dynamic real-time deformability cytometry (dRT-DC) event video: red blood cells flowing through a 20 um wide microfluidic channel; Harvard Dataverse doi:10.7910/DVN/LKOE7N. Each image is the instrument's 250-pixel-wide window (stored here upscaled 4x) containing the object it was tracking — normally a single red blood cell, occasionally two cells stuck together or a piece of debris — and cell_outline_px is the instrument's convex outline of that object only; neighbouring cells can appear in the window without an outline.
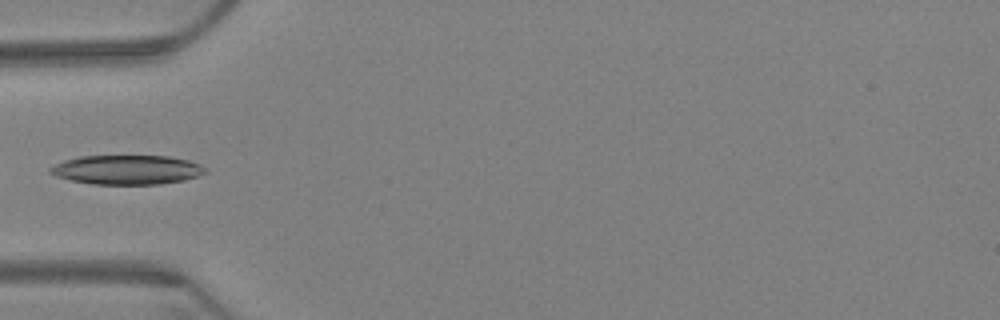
{"species": "Egyptian fruit bat (a non-hibernating species)", "species_latin": "Rousettus aegyptiacus", "temperature_condition": "warm", "stored_images_in_passage": 15, "camera_frame_rate_fps": 3000, "um_per_image_px": 0.085, "animal": {"sex": "female"}, "frame": {"image": 1, "passage_image": 5, "time_ms": 1.333, "image_size_px": [1000, 320], "cell_outline_px": [[208, 172], [184, 180], [160, 184], [92, 184], [72, 180], [56, 176], [48, 172], [48, 168], [64, 160], [80, 156], [168, 156], [188, 160], [200, 164], [208, 168]], "centroid_in_image_um": [10.81, 14.42], "position_along_channel_um": 74.2, "area_um2": 26.53}}
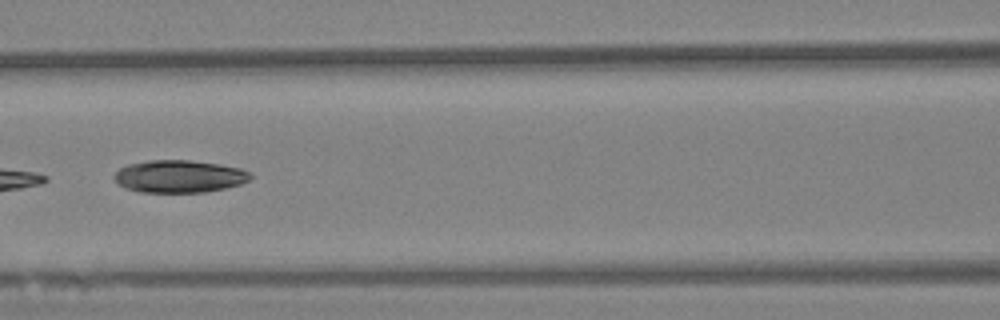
{"frame": {"image": 2, "passage_image": 7, "time_ms": 2.0, "image_size_px": [1000, 320], "cell_outline_px": [[252, 176], [248, 180], [240, 184], [224, 188], [204, 192], [140, 192], [124, 188], [116, 184], [112, 176], [120, 168], [128, 164], [148, 160], [188, 160], [220, 164], [240, 168], [248, 172]], "centroid_in_image_um": [15.17, 14.99], "position_along_channel_um": 151.4, "area_um2": 25.84}}
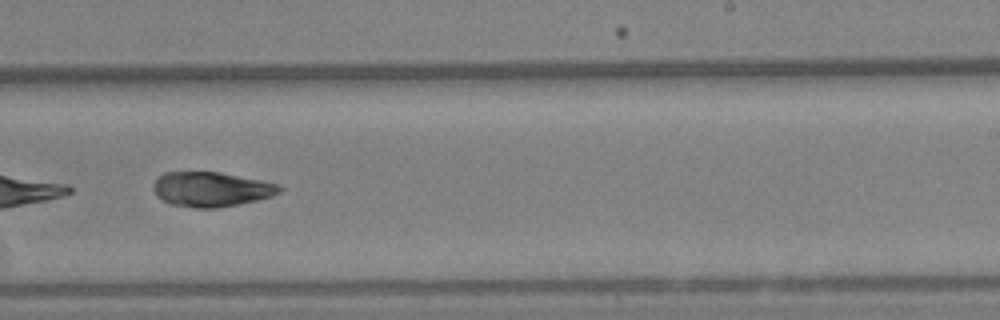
{"frame": {"image": 3, "passage_image": 10, "time_ms": 3.0, "image_size_px": [1000, 320], "cell_outline_px": [[284, 188], [280, 192], [272, 196], [256, 200], [216, 208], [196, 208], [172, 204], [156, 196], [152, 188], [156, 180], [164, 172], [220, 172], [280, 184]], "centroid_in_image_um": [17.97, 16.08], "position_along_channel_um": 271.0, "area_um2": 25.37}}